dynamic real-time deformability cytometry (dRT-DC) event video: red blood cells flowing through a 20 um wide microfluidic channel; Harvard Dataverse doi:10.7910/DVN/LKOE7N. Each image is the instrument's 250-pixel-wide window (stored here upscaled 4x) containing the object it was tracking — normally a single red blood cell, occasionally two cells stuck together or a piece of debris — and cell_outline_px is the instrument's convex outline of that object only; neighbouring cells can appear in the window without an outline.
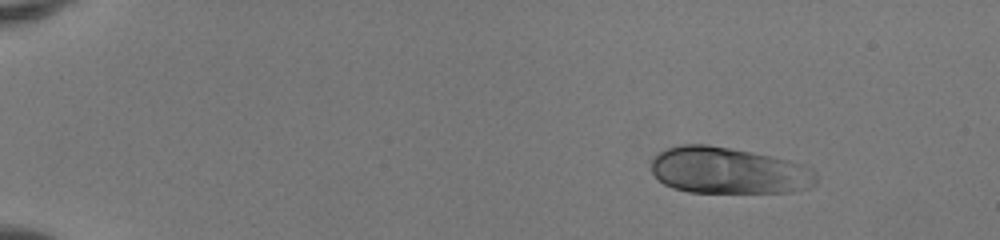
{"species": "human", "species_latin": "Homo sapiens", "temperature_condition": "room temperature", "stored_images_in_passage": 45, "camera_frame_rate_fps": 3000, "um_per_image_px": 0.085, "donor": {"sex": "female"}, "frame": {"image": 1, "passage_image": 1, "time_ms": 0.0, "image_size_px": [1000, 240], "cell_outline_px": [[816, 184], [808, 188], [792, 192], [688, 192], [672, 188], [664, 184], [652, 172], [652, 160], [660, 152], [668, 148], [680, 144], [708, 144], [752, 152], [772, 156], [808, 164], [816, 172]], "centroid_in_image_um": [61.98, 14.5], "position_along_channel_um": 23.0, "area_um2": 45.03}}
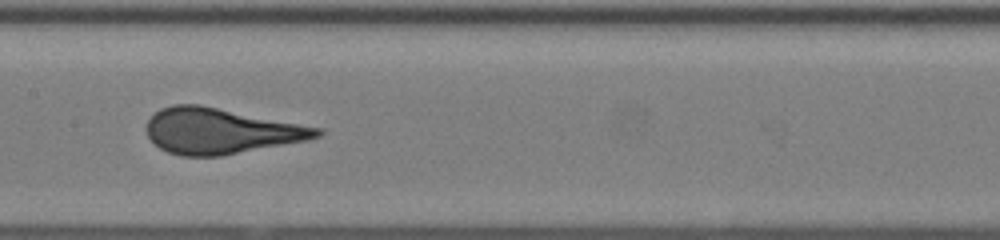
{"frame": {"image": 2, "passage_image": 22, "time_ms": 7.0, "image_size_px": [1000, 240], "cell_outline_px": [[324, 132], [320, 136], [308, 140], [220, 156], [180, 156], [168, 152], [160, 148], [148, 136], [148, 120], [160, 108], [172, 104], [200, 104], [324, 128]], "centroid_in_image_um": [18.8, 11.12], "position_along_channel_um": 188.6, "area_um2": 45.32}}
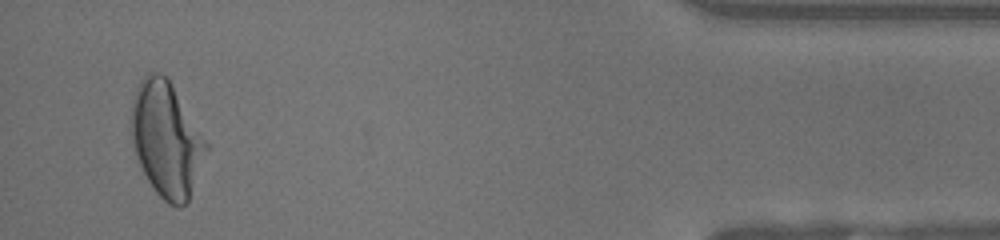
{"frame": {"image": 3, "passage_image": 43, "time_ms": 14.0, "image_size_px": [1000, 240], "cell_outline_px": [[212, 144], [188, 200], [180, 208], [176, 208], [168, 204], [156, 192], [148, 180], [136, 156], [132, 144], [132, 100], [140, 80], [148, 72], [160, 72], [168, 76]], "centroid_in_image_um": [14.22, 11.81], "position_along_channel_um": 421.0, "area_um2": 51.27}}